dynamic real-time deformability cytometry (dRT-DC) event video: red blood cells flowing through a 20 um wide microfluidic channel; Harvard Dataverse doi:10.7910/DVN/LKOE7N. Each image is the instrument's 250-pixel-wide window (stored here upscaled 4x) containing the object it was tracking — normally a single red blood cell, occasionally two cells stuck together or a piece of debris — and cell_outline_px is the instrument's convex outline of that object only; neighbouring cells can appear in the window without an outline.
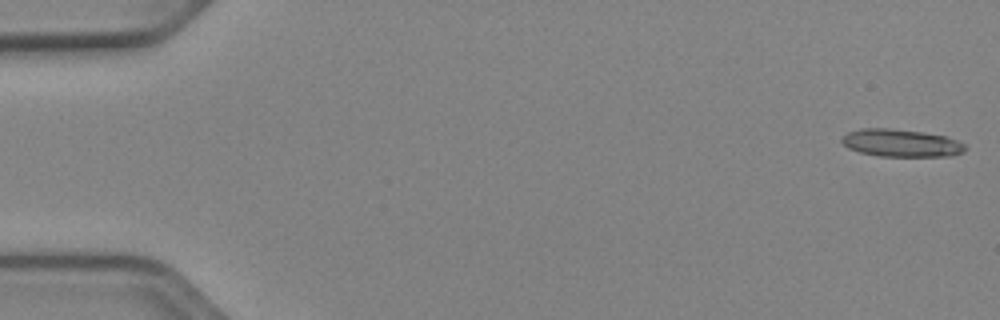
{"species": "Egyptian fruit bat (a non-hibernating species)", "species_latin": "Rousettus aegyptiacus", "temperature_condition": "cold", "stored_images_in_passage": 52, "camera_frame_rate_fps": 3000, "um_per_image_px": 0.085, "animal": {"sex": "female"}, "frame": {"image": 1, "passage_image": 1, "time_ms": 0.0, "image_size_px": [1000, 320], "cell_outline_px": [[968, 148], [964, 152], [952, 156], [880, 156], [860, 152], [848, 148], [840, 140], [848, 132], [860, 128], [888, 128], [924, 132], [944, 136], [956, 140], [964, 144]], "centroid_in_image_um": [76.61, 12.16], "position_along_channel_um": 8.4, "area_um2": 19.83}}
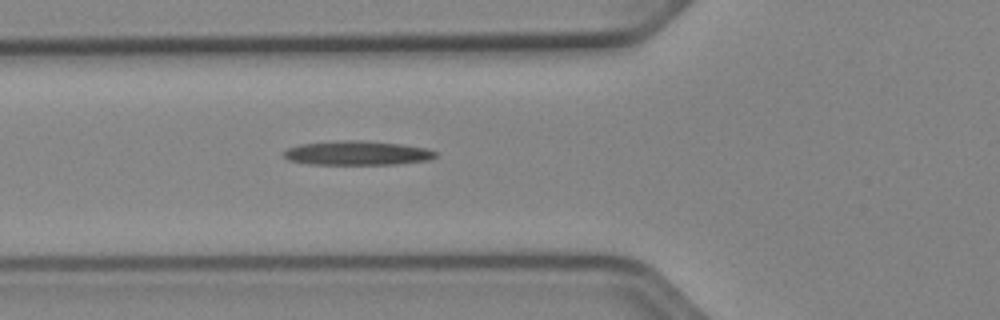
{"frame": {"image": 2, "passage_image": 19, "time_ms": 6.0, "image_size_px": [1000, 320], "cell_outline_px": [[436, 156], [428, 160], [396, 164], [312, 164], [288, 160], [284, 156], [284, 152], [288, 148], [300, 144], [336, 140], [364, 140], [400, 144], [428, 148], [436, 152]], "centroid_in_image_um": [30.36, 13.0], "position_along_channel_um": 95.4, "area_um2": 21.39}}
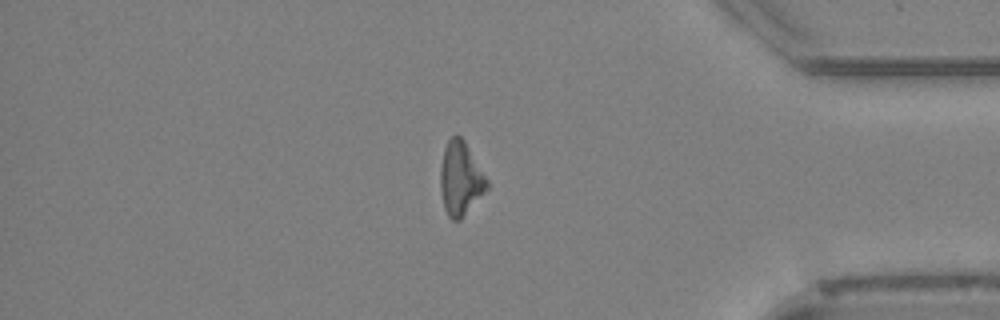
{"frame": {"image": 3, "passage_image": 44, "time_ms": 14.333, "image_size_px": [1000, 320], "cell_outline_px": [[488, 188], [460, 220], [452, 220], [448, 216], [444, 208], [440, 188], [440, 168], [444, 148], [448, 140], [456, 132], [464, 140], [488, 180]], "centroid_in_image_um": [39.13, 15.17], "position_along_channel_um": 396.1, "area_um2": 19.94}}